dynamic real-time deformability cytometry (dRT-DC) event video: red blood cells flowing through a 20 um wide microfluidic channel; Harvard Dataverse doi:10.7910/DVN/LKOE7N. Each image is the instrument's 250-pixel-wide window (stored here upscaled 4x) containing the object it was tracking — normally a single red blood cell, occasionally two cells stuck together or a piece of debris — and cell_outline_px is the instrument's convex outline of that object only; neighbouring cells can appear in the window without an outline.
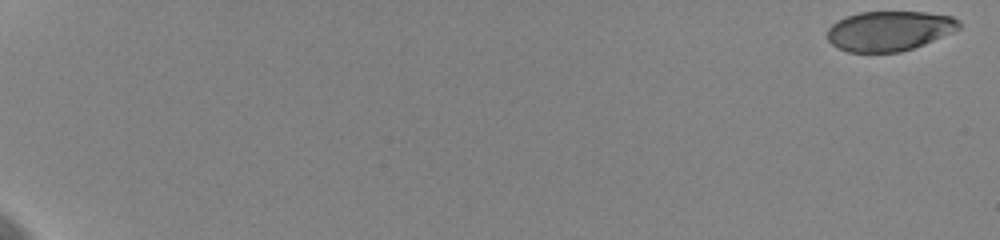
{"species": "human", "species_latin": "Homo sapiens", "temperature_condition": "cold", "stored_images_in_passage": 54, "camera_frame_rate_fps": 3000, "um_per_image_px": 0.085, "donor": {"sex": "female"}, "frame": {"image": 1, "passage_image": 1, "time_ms": 0.0, "image_size_px": [1000, 240], "cell_outline_px": [[960, 28], [952, 32], [924, 44], [900, 52], [848, 52], [832, 44], [828, 40], [828, 28], [832, 24], [844, 16], [860, 12], [924, 12], [952, 16], [960, 20]], "centroid_in_image_um": [75.59, 2.62], "position_along_channel_um": 9.4, "area_um2": 30.52}}
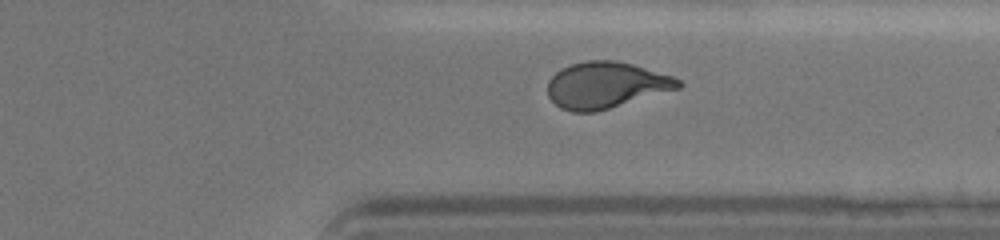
{"frame": {"image": 2, "passage_image": 48, "time_ms": 15.667, "image_size_px": [1000, 240], "cell_outline_px": [[684, 84], [680, 88], [596, 112], [572, 112], [560, 108], [548, 96], [548, 80], [560, 68], [572, 64], [588, 60], [616, 60], [632, 64], [672, 76], [680, 80]], "centroid_in_image_um": [51.49, 7.24], "position_along_channel_um": 359.9, "area_um2": 35.26}}
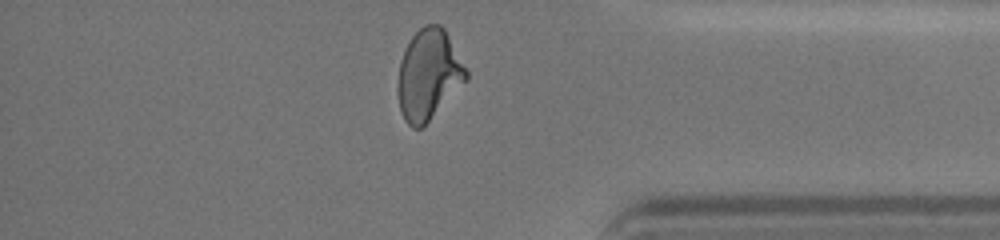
{"frame": {"image": 3, "passage_image": 52, "time_ms": 17.0, "image_size_px": [1000, 240], "cell_outline_px": [[468, 80], [420, 128], [412, 128], [404, 120], [400, 112], [396, 88], [400, 60], [412, 36], [424, 24], [440, 24], [444, 28], [468, 72]], "centroid_in_image_um": [36.41, 6.35], "position_along_channel_um": 398.8, "area_um2": 35.78}, "authors_computed_cell_mechanics": {"area_um2": 34.9401, "velocity_mm_per_s": 3.6313, "shape_relaxation_time_tau1_ms": 4.6556, "shape_relaxation_time_tau2_ms": 0.9875, "deformation_change_tau1": 0.172, "deformation_change_tau2": 0.0661}}